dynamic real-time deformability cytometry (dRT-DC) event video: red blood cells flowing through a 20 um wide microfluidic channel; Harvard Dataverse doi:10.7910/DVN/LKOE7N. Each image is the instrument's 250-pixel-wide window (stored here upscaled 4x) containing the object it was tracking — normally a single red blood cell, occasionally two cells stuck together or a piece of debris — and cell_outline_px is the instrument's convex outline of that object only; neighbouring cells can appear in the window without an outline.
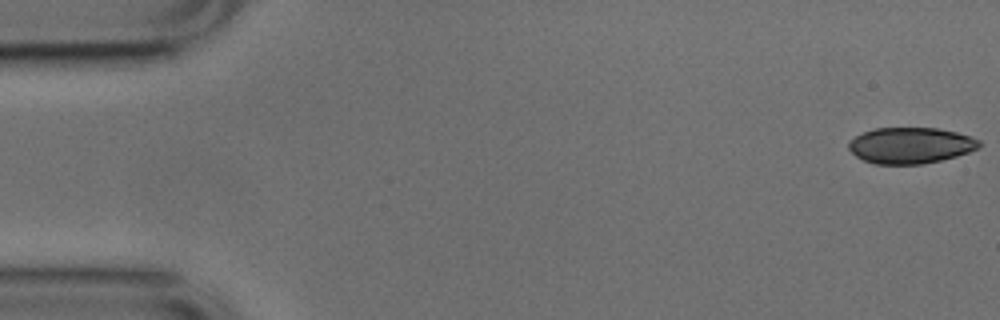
{"species": "common noctule bat (a hibernating species)", "species_latin": "Nyctalus noctula", "temperature_condition": "cold", "stored_images_in_passage": 52, "camera_frame_rate_fps": 3000, "um_per_image_px": 0.085, "animal": {"sex": "male", "body_mass_g": 17.9, "forearm_length_mm": 54.2}, "frame": {"image": 1, "passage_image": 1, "time_ms": 0.0, "image_size_px": [1000, 320], "cell_outline_px": [[980, 144], [976, 148], [968, 152], [956, 156], [940, 160], [920, 164], [876, 164], [864, 160], [856, 156], [848, 148], [848, 140], [864, 132], [876, 128], [936, 128], [956, 132], [980, 140]], "centroid_in_image_um": [77.36, 12.36], "position_along_channel_um": 7.6, "area_um2": 27.17}}
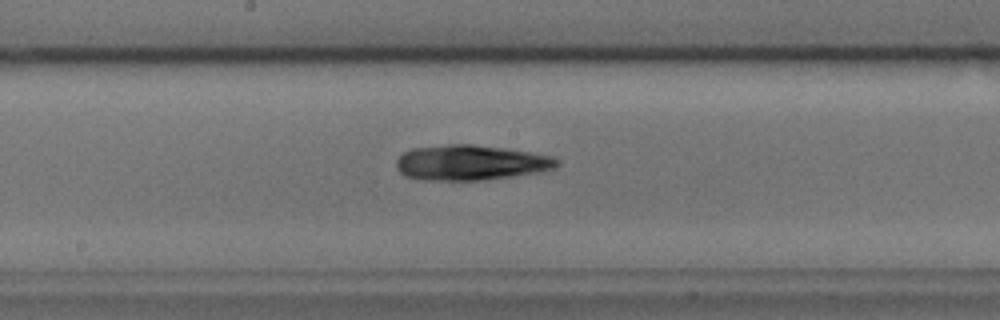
{"frame": {"image": 2, "passage_image": 27, "time_ms": 8.667, "image_size_px": [1000, 320], "cell_outline_px": [[560, 164], [556, 168], [540, 172], [484, 180], [424, 180], [404, 176], [396, 168], [396, 160], [404, 152], [412, 148], [448, 144], [472, 144], [508, 148], [532, 152], [552, 156], [560, 160]], "centroid_in_image_um": [40.04, 13.82], "position_along_channel_um": 208.2, "area_um2": 33.35}}
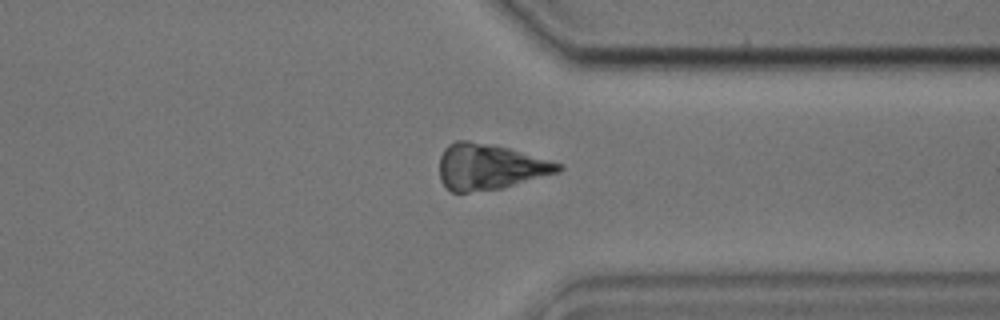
{"frame": {"image": 3, "passage_image": 40, "time_ms": 13.0, "image_size_px": [1000, 320], "cell_outline_px": [[564, 168], [560, 172], [500, 188], [468, 192], [452, 192], [440, 180], [440, 156], [444, 148], [448, 144], [456, 140], [468, 140], [492, 144], [508, 148], [564, 164]], "centroid_in_image_um": [41.62, 14.16], "position_along_channel_um": 369.8, "area_um2": 31.62}}